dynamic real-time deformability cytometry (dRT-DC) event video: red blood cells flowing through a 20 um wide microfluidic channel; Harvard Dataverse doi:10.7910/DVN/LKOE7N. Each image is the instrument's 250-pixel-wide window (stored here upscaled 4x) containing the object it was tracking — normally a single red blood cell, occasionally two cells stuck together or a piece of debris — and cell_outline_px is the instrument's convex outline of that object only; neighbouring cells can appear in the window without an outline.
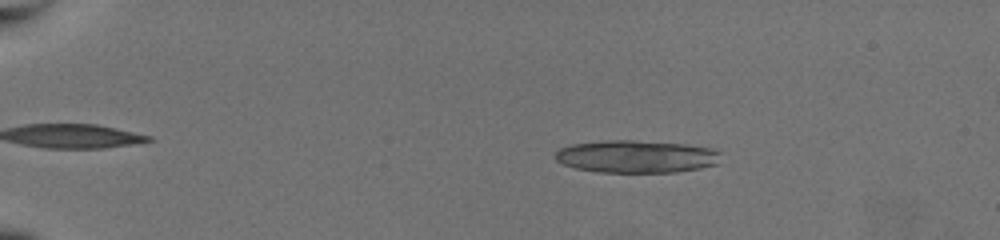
{"species": "common noctule bat (a hibernating species)", "species_latin": "Nyctalus noctula", "temperature_condition": "warm", "stored_images_in_passage": 57, "camera_frame_rate_fps": 3000, "um_per_image_px": 0.085, "animal": {"sex": "female", "body_mass_g": 19.5, "forearm_length_mm": 54.1}, "frame": {"image": 1, "passage_image": 10, "time_ms": 3.0, "image_size_px": [1000, 240], "cell_outline_px": [[720, 152], [716, 164], [700, 168], [676, 172], [596, 172], [576, 168], [564, 164], [556, 160], [552, 156], [560, 148], [572, 144], [612, 140], [632, 140], [688, 144], [708, 148]], "centroid_in_image_um": [54.05, 13.3], "position_along_channel_um": 31.0, "area_um2": 31.27}}
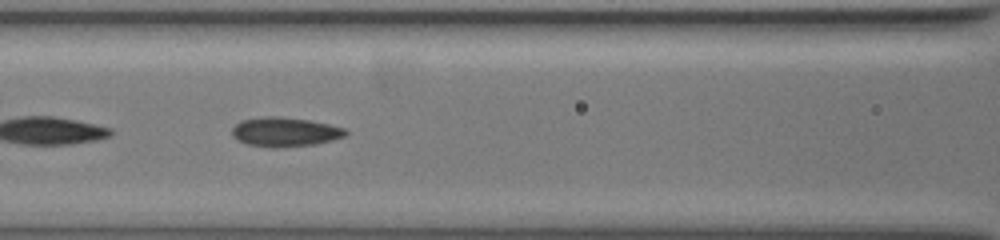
{"frame": {"image": 2, "passage_image": 28, "time_ms": 9.0, "image_size_px": [1000, 240], "cell_outline_px": [[348, 132], [344, 136], [332, 140], [316, 144], [280, 148], [272, 148], [248, 144], [236, 140], [232, 136], [232, 128], [240, 120], [264, 116], [280, 116], [308, 120], [328, 124], [344, 128]], "centroid_in_image_um": [24.18, 11.22], "position_along_channel_um": 142.4, "area_um2": 19.54}}
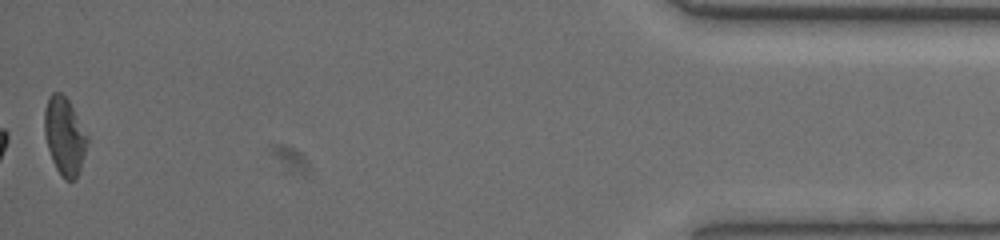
{"frame": {"image": 3, "passage_image": 57, "time_ms": 18.667, "image_size_px": [1000, 240], "cell_outline_px": [[88, 144], [80, 168], [76, 176], [72, 180], [64, 180], [60, 176], [52, 160], [48, 148], [44, 132], [44, 112], [48, 100], [52, 92], [60, 92], [68, 100], [88, 136]], "centroid_in_image_um": [5.48, 11.58], "position_along_channel_um": 429.7, "area_um2": 19.13}, "authors_computed_cell_mechanics": {"area_um2": 19.4208, "velocity_mm_per_s": 3.7414, "shape_relaxation_time_tau1_ms": 6.6782, "shape_relaxation_time_tau2_ms": 1.717, "deformation_change_tau1": 0.162, "deformation_change_tau2": 0.0801}}